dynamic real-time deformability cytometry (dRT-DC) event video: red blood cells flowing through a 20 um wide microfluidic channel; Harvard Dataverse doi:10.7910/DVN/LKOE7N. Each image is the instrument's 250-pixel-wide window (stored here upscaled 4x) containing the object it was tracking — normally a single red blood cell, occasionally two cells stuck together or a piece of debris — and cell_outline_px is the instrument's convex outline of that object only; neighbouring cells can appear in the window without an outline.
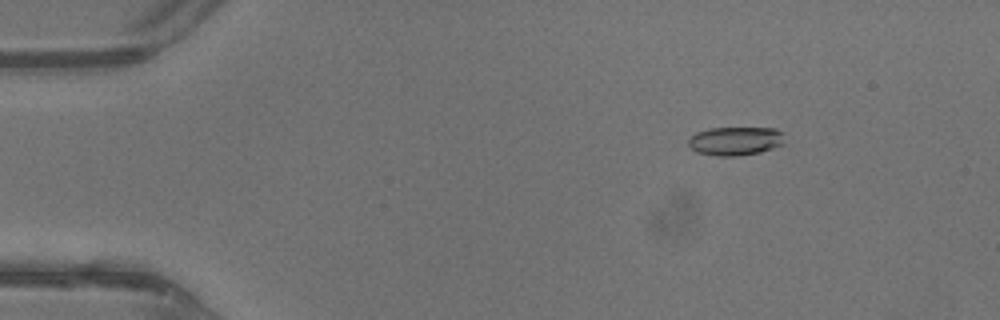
{"species": "common noctule bat (a hibernating species)", "species_latin": "Nyctalus noctula", "temperature_condition": "warm", "stored_images_in_passage": 44, "camera_frame_rate_fps": 3000, "um_per_image_px": 0.085, "animal": {"sex": "male", "body_mass_g": 13.3}, "frame": {"image": 1, "passage_image": 7, "time_ms": 2.0, "image_size_px": [1000, 320], "cell_outline_px": [[784, 144], [760, 152], [740, 156], [716, 156], [696, 152], [688, 144], [688, 140], [696, 132], [708, 128], [776, 128], [784, 132]], "centroid_in_image_um": [62.53, 11.98], "position_along_channel_um": 22.5, "area_um2": 16.24}}
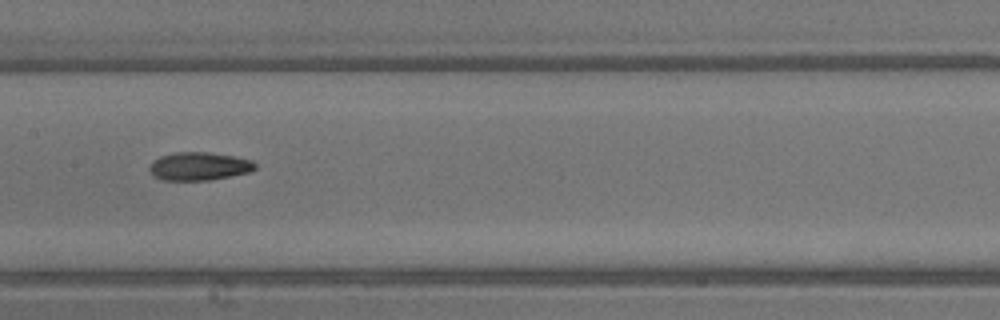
{"frame": {"image": 2, "passage_image": 23, "time_ms": 7.333, "image_size_px": [1000, 320], "cell_outline_px": [[256, 168], [252, 172], [212, 180], [160, 180], [152, 176], [148, 168], [152, 160], [160, 156], [176, 152], [208, 152], [236, 156], [252, 160], [256, 164]], "centroid_in_image_um": [16.92, 14.14], "position_along_channel_um": 190.5, "area_um2": 17.74}}
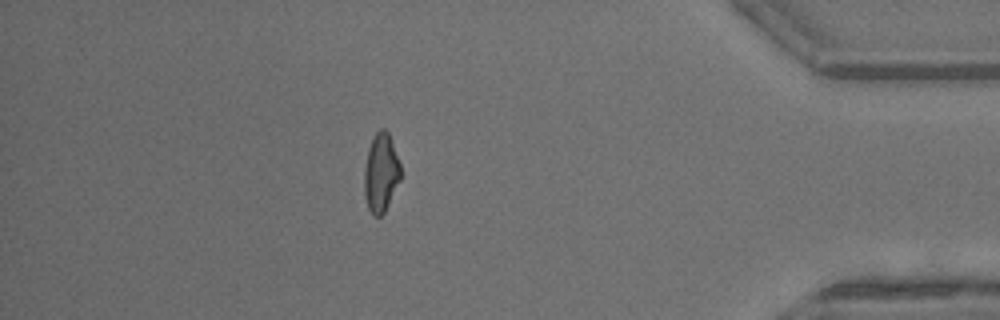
{"frame": {"image": 3, "passage_image": 39, "time_ms": 12.667, "image_size_px": [1000, 320], "cell_outline_px": [[400, 180], [384, 212], [380, 216], [372, 216], [368, 208], [364, 192], [364, 168], [368, 148], [376, 132], [380, 128], [384, 128], [388, 132], [400, 164]], "centroid_in_image_um": [32.36, 14.69], "position_along_channel_um": 402.8, "area_um2": 16.53}, "authors_computed_cell_mechanics": {"area_um2": 16.8198, "velocity_mm_per_s": 4.7904, "shape_relaxation_time_tau1_ms": 5.5216, "shape_relaxation_time_tau2_ms": 7.208, "deformation_change_tau1": 0.1987, "deformation_change_tau2": 0.1506}}